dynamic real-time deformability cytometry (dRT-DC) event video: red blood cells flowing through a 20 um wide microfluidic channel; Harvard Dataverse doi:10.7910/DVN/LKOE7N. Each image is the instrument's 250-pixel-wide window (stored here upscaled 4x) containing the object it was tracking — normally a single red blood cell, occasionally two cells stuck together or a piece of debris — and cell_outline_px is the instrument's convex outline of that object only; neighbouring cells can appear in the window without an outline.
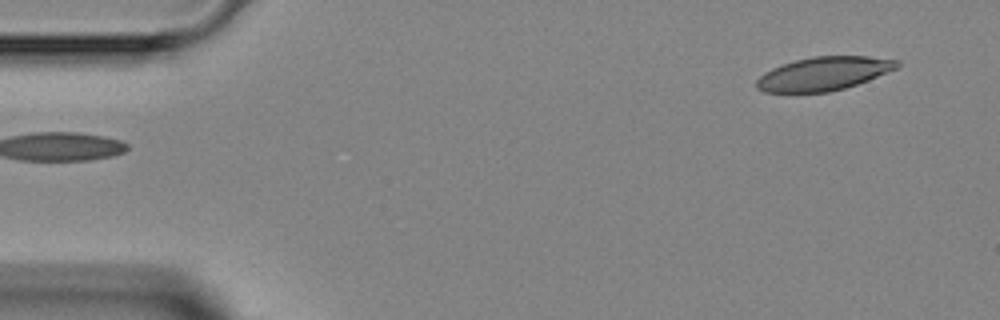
{"species": "Egyptian fruit bat (a non-hibernating species)", "species_latin": "Rousettus aegyptiacus", "temperature_condition": "room temperature", "stored_images_in_passage": 2, "camera_frame_rate_fps": 3000, "um_per_image_px": 0.085, "animal": {"sex": "female"}, "frame": {"image": 1, "passage_image": 2, "time_ms": 2.667, "image_size_px": [1000, 320], "cell_outline_px": [[900, 64], [896, 68], [868, 80], [844, 88], [828, 92], [764, 92], [756, 88], [756, 80], [764, 72], [772, 68], [796, 60], [812, 56], [868, 56], [900, 60]], "centroid_in_image_um": [70.0, 6.25], "position_along_channel_um": 15.0, "area_um2": 27.28}}